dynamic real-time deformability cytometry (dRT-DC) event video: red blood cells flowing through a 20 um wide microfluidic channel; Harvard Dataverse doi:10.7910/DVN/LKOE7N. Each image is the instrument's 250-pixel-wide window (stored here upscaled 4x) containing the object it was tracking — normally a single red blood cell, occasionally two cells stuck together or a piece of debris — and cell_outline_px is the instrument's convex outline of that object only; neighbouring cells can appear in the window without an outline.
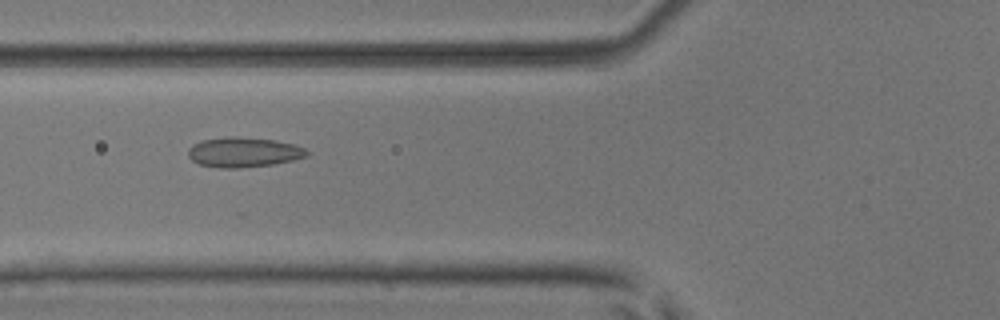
{"species": "common noctule bat (a hibernating species)", "species_latin": "Nyctalus noctula", "temperature_condition": "room temperature", "stored_images_in_passage": 20, "camera_frame_rate_fps": 3000, "um_per_image_px": 0.085, "animal": {"sex": "male", "body_mass_g": 17.9, "forearm_length_mm": 54.2}, "frame": {"image": 1, "passage_image": 4, "time_ms": 1.0, "image_size_px": [1000, 320], "cell_outline_px": [[312, 152], [308, 156], [292, 160], [272, 164], [236, 168], [220, 168], [200, 164], [192, 160], [188, 156], [188, 148], [192, 144], [200, 140], [228, 136], [236, 136], [276, 140], [296, 144]], "centroid_in_image_um": [20.72, 12.92], "position_along_channel_um": 105.1, "area_um2": 20.92}}
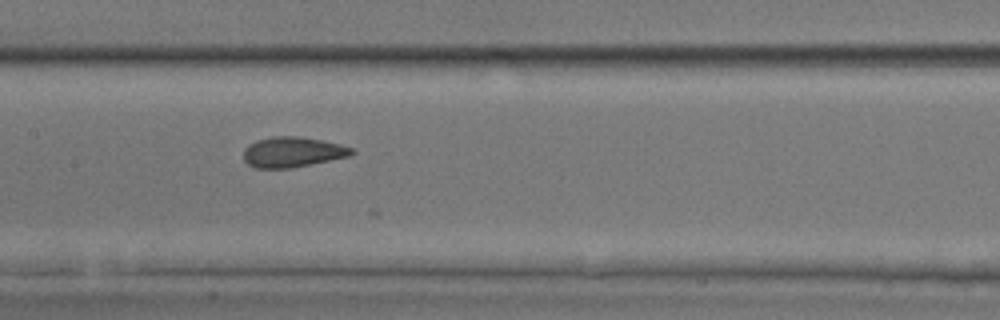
{"frame": {"image": 2, "passage_image": 10, "time_ms": 3.0, "image_size_px": [1000, 320], "cell_outline_px": [[356, 152], [348, 156], [292, 168], [256, 168], [248, 164], [244, 160], [244, 148], [248, 144], [256, 140], [272, 136], [300, 136], [340, 144], [352, 148]], "centroid_in_image_um": [24.83, 12.92], "position_along_channel_um": 182.6, "area_um2": 19.07}}
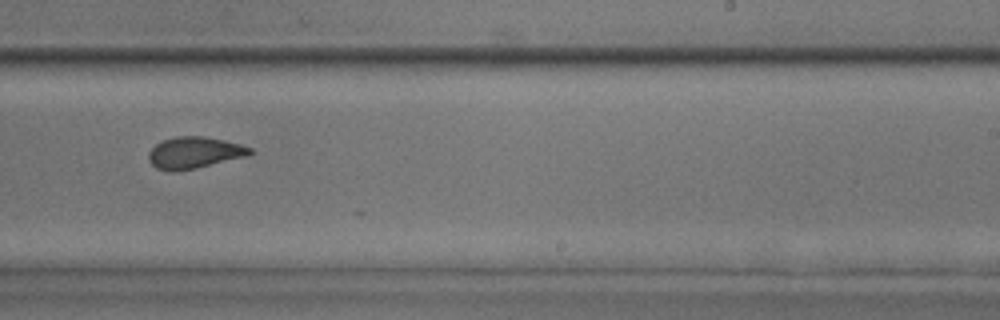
{"frame": {"image": 3, "passage_image": 17, "time_ms": 5.333, "image_size_px": [1000, 320], "cell_outline_px": [[256, 152], [248, 156], [196, 168], [176, 172], [172, 172], [156, 168], [148, 160], [148, 152], [156, 144], [164, 140], [176, 136], [204, 136], [224, 140], [240, 144], [252, 148]], "centroid_in_image_um": [16.54, 12.98], "position_along_channel_um": 272.5, "area_um2": 18.84}}